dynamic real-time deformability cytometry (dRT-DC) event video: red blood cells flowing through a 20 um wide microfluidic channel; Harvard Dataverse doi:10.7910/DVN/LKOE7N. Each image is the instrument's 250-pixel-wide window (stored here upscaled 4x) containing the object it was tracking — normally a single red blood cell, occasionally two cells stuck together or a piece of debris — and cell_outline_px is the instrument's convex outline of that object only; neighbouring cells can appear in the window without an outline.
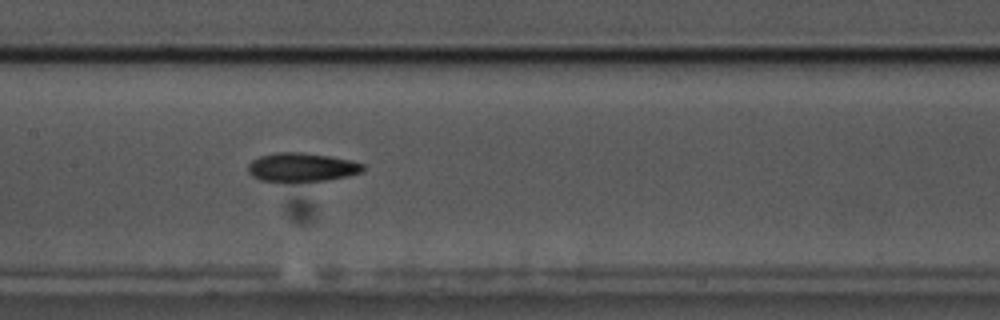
{"species": "common noctule bat (a hibernating species)", "species_latin": "Nyctalus noctula", "temperature_condition": "cold", "stored_images_in_passage": 53, "camera_frame_rate_fps": 3000, "um_per_image_px": 0.085, "animal": {"sex": "male", "body_mass_g": 17.5, "forearm_length_mm": 52.3}, "frame": {"image": 1, "passage_image": 24, "time_ms": 7.667, "image_size_px": [1000, 320], "cell_outline_px": [[364, 172], [348, 176], [328, 180], [292, 184], [260, 180], [252, 176], [248, 172], [248, 164], [252, 160], [260, 156], [276, 152], [300, 152], [328, 156], [352, 160], [364, 164]], "centroid_in_image_um": [25.64, 14.25], "position_along_channel_um": 181.8, "area_um2": 20.0}}
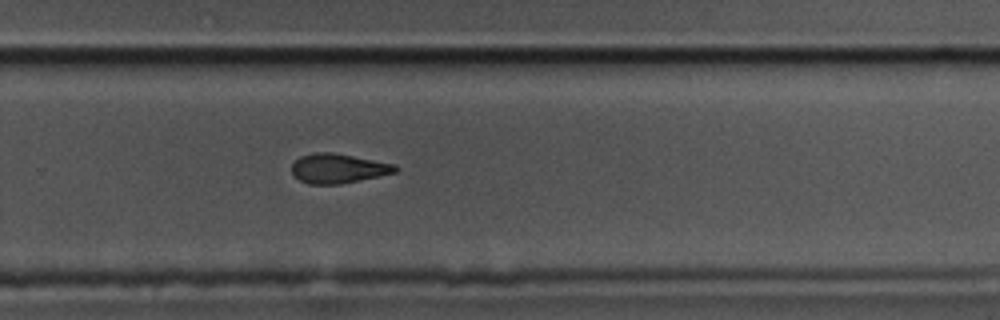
{"frame": {"image": 2, "passage_image": 34, "time_ms": 11.0, "image_size_px": [1000, 320], "cell_outline_px": [[400, 168], [396, 172], [340, 184], [308, 184], [300, 180], [292, 172], [292, 164], [300, 156], [312, 152], [332, 152], [396, 164]], "centroid_in_image_um": [28.75, 14.3], "position_along_channel_um": 301.1, "area_um2": 17.74}}
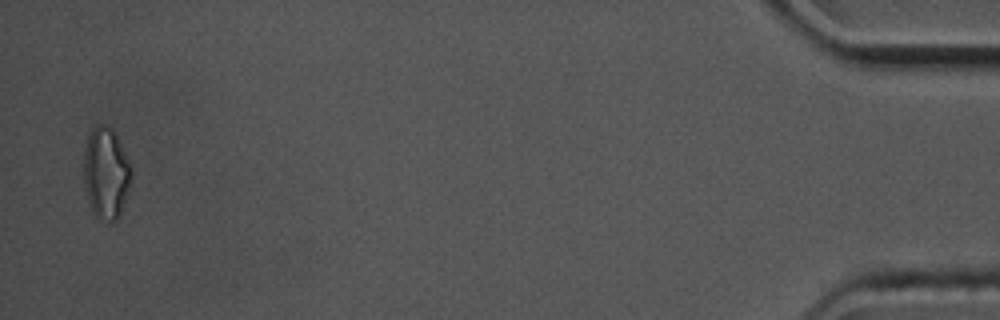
{"frame": {"image": 3, "passage_image": 52, "time_ms": 17.0, "image_size_px": [1000, 320], "cell_outline_px": [[132, 172], [128, 188], [120, 212], [116, 220], [108, 220], [96, 216], [92, 212], [88, 200], [84, 184], [84, 148], [88, 136], [92, 128], [96, 124], [104, 124], [112, 128], [132, 168]], "centroid_in_image_um": [8.98, 14.67], "position_along_channel_um": 426.2, "area_um2": 24.91}, "authors_computed_cell_mechanics": {"area_um2": 18.8428, "velocity_mm_per_s": 3.5852, "shape_relaxation_time_tau1_ms": 4.0407, "shape_relaxation_time_tau2_ms": 6.4575, "deformation_change_tau1": 0.1324, "deformation_change_tau2": 0.1558}}